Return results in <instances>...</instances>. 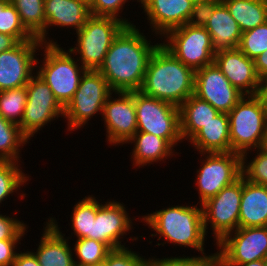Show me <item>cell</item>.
<instances>
[{
	"instance_id": "9a60e30c",
	"label": "cell",
	"mask_w": 267,
	"mask_h": 266,
	"mask_svg": "<svg viewBox=\"0 0 267 266\" xmlns=\"http://www.w3.org/2000/svg\"><path fill=\"white\" fill-rule=\"evenodd\" d=\"M113 95L103 106L102 121L105 122L107 143L117 146L126 144L137 132L135 91L114 92Z\"/></svg>"
},
{
	"instance_id": "d4e9b609",
	"label": "cell",
	"mask_w": 267,
	"mask_h": 266,
	"mask_svg": "<svg viewBox=\"0 0 267 266\" xmlns=\"http://www.w3.org/2000/svg\"><path fill=\"white\" fill-rule=\"evenodd\" d=\"M127 143L134 145L131 155L133 167L150 166L175 155L174 147L166 139L151 133L137 131Z\"/></svg>"
},
{
	"instance_id": "7c38bea8",
	"label": "cell",
	"mask_w": 267,
	"mask_h": 266,
	"mask_svg": "<svg viewBox=\"0 0 267 266\" xmlns=\"http://www.w3.org/2000/svg\"><path fill=\"white\" fill-rule=\"evenodd\" d=\"M26 90L27 101L19 128L30 141L31 137L37 134L47 123L58 119L60 116L63 117L64 108L37 73L30 78Z\"/></svg>"
},
{
	"instance_id": "30bf717a",
	"label": "cell",
	"mask_w": 267,
	"mask_h": 266,
	"mask_svg": "<svg viewBox=\"0 0 267 266\" xmlns=\"http://www.w3.org/2000/svg\"><path fill=\"white\" fill-rule=\"evenodd\" d=\"M242 189L241 176L233 184L224 187L216 196L201 204L205 233L207 235L210 224L215 244L238 228Z\"/></svg>"
},
{
	"instance_id": "e575fe53",
	"label": "cell",
	"mask_w": 267,
	"mask_h": 266,
	"mask_svg": "<svg viewBox=\"0 0 267 266\" xmlns=\"http://www.w3.org/2000/svg\"><path fill=\"white\" fill-rule=\"evenodd\" d=\"M251 151H257L253 159L248 162L247 155ZM242 177L247 181L267 186V151L262 147L245 152L241 155Z\"/></svg>"
},
{
	"instance_id": "ac0fdd59",
	"label": "cell",
	"mask_w": 267,
	"mask_h": 266,
	"mask_svg": "<svg viewBox=\"0 0 267 266\" xmlns=\"http://www.w3.org/2000/svg\"><path fill=\"white\" fill-rule=\"evenodd\" d=\"M214 63L243 95L263 93V81L257 75L254 60L239 48L217 51Z\"/></svg>"
},
{
	"instance_id": "e0dca14e",
	"label": "cell",
	"mask_w": 267,
	"mask_h": 266,
	"mask_svg": "<svg viewBox=\"0 0 267 266\" xmlns=\"http://www.w3.org/2000/svg\"><path fill=\"white\" fill-rule=\"evenodd\" d=\"M133 224L124 203L109 200L98 206L96 219H92L89 238L103 242L111 249L125 247L126 243H121L122 238L130 233Z\"/></svg>"
},
{
	"instance_id": "db71d44e",
	"label": "cell",
	"mask_w": 267,
	"mask_h": 266,
	"mask_svg": "<svg viewBox=\"0 0 267 266\" xmlns=\"http://www.w3.org/2000/svg\"><path fill=\"white\" fill-rule=\"evenodd\" d=\"M92 266H105V264L102 263V264H99V265H92Z\"/></svg>"
},
{
	"instance_id": "83f0119b",
	"label": "cell",
	"mask_w": 267,
	"mask_h": 266,
	"mask_svg": "<svg viewBox=\"0 0 267 266\" xmlns=\"http://www.w3.org/2000/svg\"><path fill=\"white\" fill-rule=\"evenodd\" d=\"M19 13L24 27L45 44L44 0H10Z\"/></svg>"
},
{
	"instance_id": "44dd1931",
	"label": "cell",
	"mask_w": 267,
	"mask_h": 266,
	"mask_svg": "<svg viewBox=\"0 0 267 266\" xmlns=\"http://www.w3.org/2000/svg\"><path fill=\"white\" fill-rule=\"evenodd\" d=\"M44 13L45 44H57L47 37L51 26L61 27V29L72 27L75 32H78L91 16L90 6L81 0H44Z\"/></svg>"
},
{
	"instance_id": "60d3db41",
	"label": "cell",
	"mask_w": 267,
	"mask_h": 266,
	"mask_svg": "<svg viewBox=\"0 0 267 266\" xmlns=\"http://www.w3.org/2000/svg\"><path fill=\"white\" fill-rule=\"evenodd\" d=\"M221 3V0H203L193 4L192 13L188 24L192 26L205 27L214 9Z\"/></svg>"
},
{
	"instance_id": "4fadbf2b",
	"label": "cell",
	"mask_w": 267,
	"mask_h": 266,
	"mask_svg": "<svg viewBox=\"0 0 267 266\" xmlns=\"http://www.w3.org/2000/svg\"><path fill=\"white\" fill-rule=\"evenodd\" d=\"M221 265H241L267 256V226L238 227L216 244Z\"/></svg>"
},
{
	"instance_id": "b9f144b4",
	"label": "cell",
	"mask_w": 267,
	"mask_h": 266,
	"mask_svg": "<svg viewBox=\"0 0 267 266\" xmlns=\"http://www.w3.org/2000/svg\"><path fill=\"white\" fill-rule=\"evenodd\" d=\"M21 240H0V266H12ZM17 247V248H16Z\"/></svg>"
},
{
	"instance_id": "6da1fadb",
	"label": "cell",
	"mask_w": 267,
	"mask_h": 266,
	"mask_svg": "<svg viewBox=\"0 0 267 266\" xmlns=\"http://www.w3.org/2000/svg\"><path fill=\"white\" fill-rule=\"evenodd\" d=\"M147 39L136 25H126L114 38L98 69L113 92L141 90L149 59L160 44Z\"/></svg>"
},
{
	"instance_id": "ffe728a7",
	"label": "cell",
	"mask_w": 267,
	"mask_h": 266,
	"mask_svg": "<svg viewBox=\"0 0 267 266\" xmlns=\"http://www.w3.org/2000/svg\"><path fill=\"white\" fill-rule=\"evenodd\" d=\"M44 232L34 255L41 266H75L73 248L69 245L70 237L60 231L58 222L53 217L44 223Z\"/></svg>"
},
{
	"instance_id": "7402d4cb",
	"label": "cell",
	"mask_w": 267,
	"mask_h": 266,
	"mask_svg": "<svg viewBox=\"0 0 267 266\" xmlns=\"http://www.w3.org/2000/svg\"><path fill=\"white\" fill-rule=\"evenodd\" d=\"M267 226V186L243 178L238 227Z\"/></svg>"
},
{
	"instance_id": "ba28073f",
	"label": "cell",
	"mask_w": 267,
	"mask_h": 266,
	"mask_svg": "<svg viewBox=\"0 0 267 266\" xmlns=\"http://www.w3.org/2000/svg\"><path fill=\"white\" fill-rule=\"evenodd\" d=\"M135 110L137 131L164 138L173 147L183 142L178 106L135 91Z\"/></svg>"
},
{
	"instance_id": "7bdbcfd3",
	"label": "cell",
	"mask_w": 267,
	"mask_h": 266,
	"mask_svg": "<svg viewBox=\"0 0 267 266\" xmlns=\"http://www.w3.org/2000/svg\"><path fill=\"white\" fill-rule=\"evenodd\" d=\"M12 266H41L33 251H20L17 253Z\"/></svg>"
},
{
	"instance_id": "74e56055",
	"label": "cell",
	"mask_w": 267,
	"mask_h": 266,
	"mask_svg": "<svg viewBox=\"0 0 267 266\" xmlns=\"http://www.w3.org/2000/svg\"><path fill=\"white\" fill-rule=\"evenodd\" d=\"M128 247L112 249L105 261V266H145L146 258Z\"/></svg>"
},
{
	"instance_id": "f1b7e54d",
	"label": "cell",
	"mask_w": 267,
	"mask_h": 266,
	"mask_svg": "<svg viewBox=\"0 0 267 266\" xmlns=\"http://www.w3.org/2000/svg\"><path fill=\"white\" fill-rule=\"evenodd\" d=\"M19 125L5 120L0 115V160L21 162L20 147L28 143Z\"/></svg>"
},
{
	"instance_id": "836d02e7",
	"label": "cell",
	"mask_w": 267,
	"mask_h": 266,
	"mask_svg": "<svg viewBox=\"0 0 267 266\" xmlns=\"http://www.w3.org/2000/svg\"><path fill=\"white\" fill-rule=\"evenodd\" d=\"M0 33L14 36L19 42L35 38L24 27L19 13L10 1H0Z\"/></svg>"
},
{
	"instance_id": "8d00e7d4",
	"label": "cell",
	"mask_w": 267,
	"mask_h": 266,
	"mask_svg": "<svg viewBox=\"0 0 267 266\" xmlns=\"http://www.w3.org/2000/svg\"><path fill=\"white\" fill-rule=\"evenodd\" d=\"M215 259V253L214 254H202L201 256H183V257H163L155 258V257H149L146 258L145 266H208L210 262Z\"/></svg>"
},
{
	"instance_id": "f6af8a7d",
	"label": "cell",
	"mask_w": 267,
	"mask_h": 266,
	"mask_svg": "<svg viewBox=\"0 0 267 266\" xmlns=\"http://www.w3.org/2000/svg\"><path fill=\"white\" fill-rule=\"evenodd\" d=\"M19 41L11 35L0 33V53L11 48H14Z\"/></svg>"
},
{
	"instance_id": "bcb514c9",
	"label": "cell",
	"mask_w": 267,
	"mask_h": 266,
	"mask_svg": "<svg viewBox=\"0 0 267 266\" xmlns=\"http://www.w3.org/2000/svg\"><path fill=\"white\" fill-rule=\"evenodd\" d=\"M222 266H266L264 259L252 261L250 263L241 264V265H222Z\"/></svg>"
},
{
	"instance_id": "5bb4252c",
	"label": "cell",
	"mask_w": 267,
	"mask_h": 266,
	"mask_svg": "<svg viewBox=\"0 0 267 266\" xmlns=\"http://www.w3.org/2000/svg\"><path fill=\"white\" fill-rule=\"evenodd\" d=\"M41 45L42 42L35 37L0 53V91L28 84L36 73V55H39L36 53L40 52Z\"/></svg>"
},
{
	"instance_id": "4dcf8cb0",
	"label": "cell",
	"mask_w": 267,
	"mask_h": 266,
	"mask_svg": "<svg viewBox=\"0 0 267 266\" xmlns=\"http://www.w3.org/2000/svg\"><path fill=\"white\" fill-rule=\"evenodd\" d=\"M112 249L103 242L91 238L76 239L73 251L76 256L75 266H92L102 264Z\"/></svg>"
},
{
	"instance_id": "603a6c76",
	"label": "cell",
	"mask_w": 267,
	"mask_h": 266,
	"mask_svg": "<svg viewBox=\"0 0 267 266\" xmlns=\"http://www.w3.org/2000/svg\"><path fill=\"white\" fill-rule=\"evenodd\" d=\"M188 142L199 153L230 152L229 118L227 113L217 114L204 125Z\"/></svg>"
},
{
	"instance_id": "681fc988",
	"label": "cell",
	"mask_w": 267,
	"mask_h": 266,
	"mask_svg": "<svg viewBox=\"0 0 267 266\" xmlns=\"http://www.w3.org/2000/svg\"><path fill=\"white\" fill-rule=\"evenodd\" d=\"M81 1H84L85 3H87L90 6L94 0H81Z\"/></svg>"
},
{
	"instance_id": "f35d334b",
	"label": "cell",
	"mask_w": 267,
	"mask_h": 266,
	"mask_svg": "<svg viewBox=\"0 0 267 266\" xmlns=\"http://www.w3.org/2000/svg\"><path fill=\"white\" fill-rule=\"evenodd\" d=\"M126 2H129V1L128 0H94L92 4L90 5V12L92 16L114 17V18L122 20L126 25H134V23H131L132 21H129L125 17H121L119 15V13H122L120 11H122V9L124 10L123 7Z\"/></svg>"
},
{
	"instance_id": "2e32d148",
	"label": "cell",
	"mask_w": 267,
	"mask_h": 266,
	"mask_svg": "<svg viewBox=\"0 0 267 266\" xmlns=\"http://www.w3.org/2000/svg\"><path fill=\"white\" fill-rule=\"evenodd\" d=\"M194 95L220 113H229L244 96L213 63L195 71Z\"/></svg>"
},
{
	"instance_id": "4316f807",
	"label": "cell",
	"mask_w": 267,
	"mask_h": 266,
	"mask_svg": "<svg viewBox=\"0 0 267 266\" xmlns=\"http://www.w3.org/2000/svg\"><path fill=\"white\" fill-rule=\"evenodd\" d=\"M221 2L236 20L242 33L267 21V0H221Z\"/></svg>"
},
{
	"instance_id": "277c9868",
	"label": "cell",
	"mask_w": 267,
	"mask_h": 266,
	"mask_svg": "<svg viewBox=\"0 0 267 266\" xmlns=\"http://www.w3.org/2000/svg\"><path fill=\"white\" fill-rule=\"evenodd\" d=\"M230 152L262 148L267 135V99L263 93L244 95L228 113Z\"/></svg>"
},
{
	"instance_id": "d6986e66",
	"label": "cell",
	"mask_w": 267,
	"mask_h": 266,
	"mask_svg": "<svg viewBox=\"0 0 267 266\" xmlns=\"http://www.w3.org/2000/svg\"><path fill=\"white\" fill-rule=\"evenodd\" d=\"M154 36L163 39L170 30L188 23L193 4L189 0H138Z\"/></svg>"
},
{
	"instance_id": "8fae6325",
	"label": "cell",
	"mask_w": 267,
	"mask_h": 266,
	"mask_svg": "<svg viewBox=\"0 0 267 266\" xmlns=\"http://www.w3.org/2000/svg\"><path fill=\"white\" fill-rule=\"evenodd\" d=\"M201 167L196 171L197 191L200 204L216 196L224 187L233 184L242 176L241 154L228 153H199Z\"/></svg>"
},
{
	"instance_id": "1f68e13d",
	"label": "cell",
	"mask_w": 267,
	"mask_h": 266,
	"mask_svg": "<svg viewBox=\"0 0 267 266\" xmlns=\"http://www.w3.org/2000/svg\"><path fill=\"white\" fill-rule=\"evenodd\" d=\"M27 101L26 86L0 91V115L12 123H21Z\"/></svg>"
},
{
	"instance_id": "ee69618b",
	"label": "cell",
	"mask_w": 267,
	"mask_h": 266,
	"mask_svg": "<svg viewBox=\"0 0 267 266\" xmlns=\"http://www.w3.org/2000/svg\"><path fill=\"white\" fill-rule=\"evenodd\" d=\"M257 75L262 81L267 79V50L254 59Z\"/></svg>"
},
{
	"instance_id": "f907efd6",
	"label": "cell",
	"mask_w": 267,
	"mask_h": 266,
	"mask_svg": "<svg viewBox=\"0 0 267 266\" xmlns=\"http://www.w3.org/2000/svg\"><path fill=\"white\" fill-rule=\"evenodd\" d=\"M263 148L267 151V135H266V139H265V143H264Z\"/></svg>"
},
{
	"instance_id": "7a4b0ae2",
	"label": "cell",
	"mask_w": 267,
	"mask_h": 266,
	"mask_svg": "<svg viewBox=\"0 0 267 266\" xmlns=\"http://www.w3.org/2000/svg\"><path fill=\"white\" fill-rule=\"evenodd\" d=\"M194 82L195 71L160 43L149 59L140 91L179 107L194 94Z\"/></svg>"
},
{
	"instance_id": "d6a6232c",
	"label": "cell",
	"mask_w": 267,
	"mask_h": 266,
	"mask_svg": "<svg viewBox=\"0 0 267 266\" xmlns=\"http://www.w3.org/2000/svg\"><path fill=\"white\" fill-rule=\"evenodd\" d=\"M18 163L0 160V204L10 194L13 196L16 191L21 189V186L23 187L29 181V177L22 171L21 164Z\"/></svg>"
},
{
	"instance_id": "c3c4849f",
	"label": "cell",
	"mask_w": 267,
	"mask_h": 266,
	"mask_svg": "<svg viewBox=\"0 0 267 266\" xmlns=\"http://www.w3.org/2000/svg\"><path fill=\"white\" fill-rule=\"evenodd\" d=\"M208 266H222L216 259H213Z\"/></svg>"
},
{
	"instance_id": "7dc6e473",
	"label": "cell",
	"mask_w": 267,
	"mask_h": 266,
	"mask_svg": "<svg viewBox=\"0 0 267 266\" xmlns=\"http://www.w3.org/2000/svg\"><path fill=\"white\" fill-rule=\"evenodd\" d=\"M263 95L267 99V79L263 81Z\"/></svg>"
},
{
	"instance_id": "f546056e",
	"label": "cell",
	"mask_w": 267,
	"mask_h": 266,
	"mask_svg": "<svg viewBox=\"0 0 267 266\" xmlns=\"http://www.w3.org/2000/svg\"><path fill=\"white\" fill-rule=\"evenodd\" d=\"M99 203L93 195L85 196L73 207L71 213V228L76 239L89 238L91 234L92 219H96Z\"/></svg>"
},
{
	"instance_id": "8992f818",
	"label": "cell",
	"mask_w": 267,
	"mask_h": 266,
	"mask_svg": "<svg viewBox=\"0 0 267 266\" xmlns=\"http://www.w3.org/2000/svg\"><path fill=\"white\" fill-rule=\"evenodd\" d=\"M126 24L114 17L90 16L83 27L76 32V47L68 50L86 70H98L103 64L114 38Z\"/></svg>"
},
{
	"instance_id": "f5cc1de1",
	"label": "cell",
	"mask_w": 267,
	"mask_h": 266,
	"mask_svg": "<svg viewBox=\"0 0 267 266\" xmlns=\"http://www.w3.org/2000/svg\"><path fill=\"white\" fill-rule=\"evenodd\" d=\"M265 265L267 266V256L264 258Z\"/></svg>"
},
{
	"instance_id": "52a82bcc",
	"label": "cell",
	"mask_w": 267,
	"mask_h": 266,
	"mask_svg": "<svg viewBox=\"0 0 267 266\" xmlns=\"http://www.w3.org/2000/svg\"><path fill=\"white\" fill-rule=\"evenodd\" d=\"M113 93L98 70H86L72 100L64 108L67 131L72 132L88 125V121L98 112L102 115L103 106Z\"/></svg>"
},
{
	"instance_id": "ab89813d",
	"label": "cell",
	"mask_w": 267,
	"mask_h": 266,
	"mask_svg": "<svg viewBox=\"0 0 267 266\" xmlns=\"http://www.w3.org/2000/svg\"><path fill=\"white\" fill-rule=\"evenodd\" d=\"M28 229L18 218L0 214V240H22Z\"/></svg>"
},
{
	"instance_id": "816d5d0a",
	"label": "cell",
	"mask_w": 267,
	"mask_h": 266,
	"mask_svg": "<svg viewBox=\"0 0 267 266\" xmlns=\"http://www.w3.org/2000/svg\"><path fill=\"white\" fill-rule=\"evenodd\" d=\"M189 1H191L192 3H197V2L203 1V0H189Z\"/></svg>"
},
{
	"instance_id": "9c48e42d",
	"label": "cell",
	"mask_w": 267,
	"mask_h": 266,
	"mask_svg": "<svg viewBox=\"0 0 267 266\" xmlns=\"http://www.w3.org/2000/svg\"><path fill=\"white\" fill-rule=\"evenodd\" d=\"M162 45L194 71L214 63L216 51L205 27L185 24L168 31Z\"/></svg>"
},
{
	"instance_id": "cb8c5ba5",
	"label": "cell",
	"mask_w": 267,
	"mask_h": 266,
	"mask_svg": "<svg viewBox=\"0 0 267 266\" xmlns=\"http://www.w3.org/2000/svg\"><path fill=\"white\" fill-rule=\"evenodd\" d=\"M205 29L211 36L216 52L238 48L242 32L222 2L214 9Z\"/></svg>"
},
{
	"instance_id": "d590c367",
	"label": "cell",
	"mask_w": 267,
	"mask_h": 266,
	"mask_svg": "<svg viewBox=\"0 0 267 266\" xmlns=\"http://www.w3.org/2000/svg\"><path fill=\"white\" fill-rule=\"evenodd\" d=\"M238 48L252 60L265 52L267 50V21L254 29L243 32Z\"/></svg>"
},
{
	"instance_id": "484cf974",
	"label": "cell",
	"mask_w": 267,
	"mask_h": 266,
	"mask_svg": "<svg viewBox=\"0 0 267 266\" xmlns=\"http://www.w3.org/2000/svg\"><path fill=\"white\" fill-rule=\"evenodd\" d=\"M180 132L182 140L189 141L204 125L210 122L218 112L207 101L191 95L180 106Z\"/></svg>"
},
{
	"instance_id": "5b68a950",
	"label": "cell",
	"mask_w": 267,
	"mask_h": 266,
	"mask_svg": "<svg viewBox=\"0 0 267 266\" xmlns=\"http://www.w3.org/2000/svg\"><path fill=\"white\" fill-rule=\"evenodd\" d=\"M60 46L58 44L41 45L40 49H44V59L41 62L36 59V67H39L36 73L46 82L56 100L65 108L77 91L86 69L78 60H75V55Z\"/></svg>"
},
{
	"instance_id": "3957f363",
	"label": "cell",
	"mask_w": 267,
	"mask_h": 266,
	"mask_svg": "<svg viewBox=\"0 0 267 266\" xmlns=\"http://www.w3.org/2000/svg\"><path fill=\"white\" fill-rule=\"evenodd\" d=\"M196 205H172L167 208L159 209L150 214L141 216V222H144L148 228L153 229L158 236V240L164 239V242L156 244L160 246L173 243L181 247L192 248L205 254L204 243L206 233L203 225L202 206Z\"/></svg>"
}]
</instances>
